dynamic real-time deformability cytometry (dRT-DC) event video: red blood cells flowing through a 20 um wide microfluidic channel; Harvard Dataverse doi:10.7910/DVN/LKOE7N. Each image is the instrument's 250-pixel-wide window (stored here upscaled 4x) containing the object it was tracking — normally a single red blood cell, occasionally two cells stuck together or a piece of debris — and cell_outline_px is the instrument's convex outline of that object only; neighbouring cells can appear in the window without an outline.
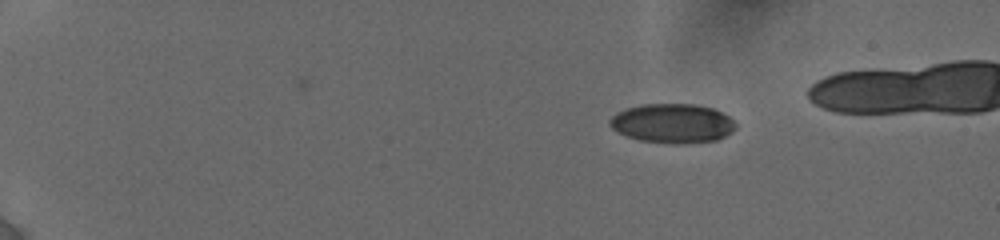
{"species": "human", "species_latin": "Homo sapiens", "temperature_condition": "cold", "stored_images_in_passage": 17, "camera_frame_rate_fps": 3000, "um_per_image_px": 0.085, "donor": {"sex": "female"}, "frame": {"image": 1, "passage_image": 1, "time_ms": 0.0, "image_size_px": [1000, 240], "cell_outline_px": [[736, 128], [732, 132], [716, 140], [680, 144], [676, 144], [640, 140], [628, 136], [612, 128], [608, 124], [608, 120], [616, 112], [624, 108], [644, 104], [692, 104], [712, 108], [728, 116], [736, 124]], "centroid_in_image_um": [57.14, 10.48], "position_along_channel_um": 27.9, "area_um2": 28.73}}
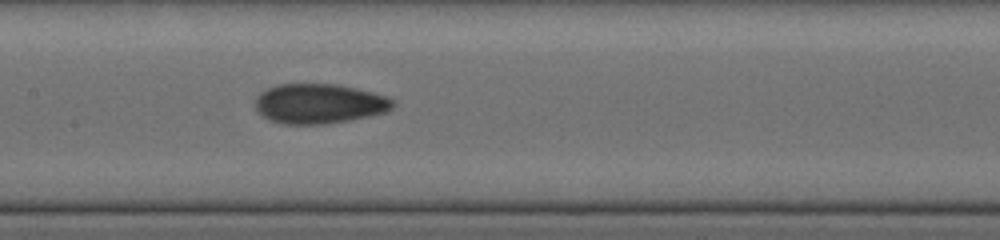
{"frame": {"image": 2, "passage_image": 10, "time_ms": 7.0, "image_size_px": [1000, 240], "cell_outline_px": [[396, 100], [392, 108], [384, 112], [368, 116], [328, 124], [284, 124], [272, 120], [264, 116], [256, 108], [256, 100], [260, 92], [268, 88], [280, 84], [336, 84], [372, 92]], "centroid_in_image_um": [27.14, 8.81], "position_along_channel_um": 180.3, "area_um2": 31.56}}
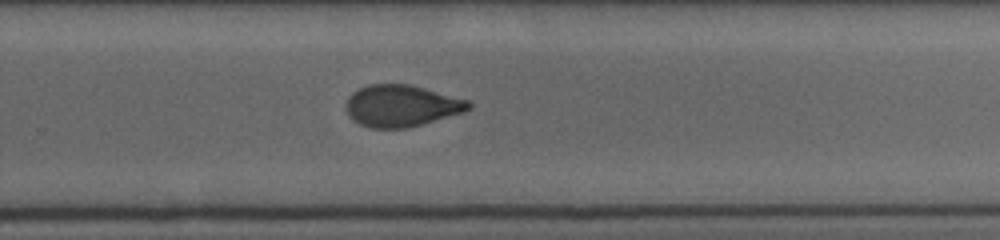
{"frame": {"image": 3, "passage_image": 17, "time_ms": 10.0, "image_size_px": [1000, 240], "cell_outline_px": [[472, 104], [464, 112], [408, 128], [368, 128], [352, 120], [348, 116], [344, 108], [348, 96], [352, 92], [368, 84], [408, 84], [424, 88], [468, 100]], "centroid_in_image_um": [34.06, 9.0], "position_along_channel_um": 295.7, "area_um2": 29.88}}